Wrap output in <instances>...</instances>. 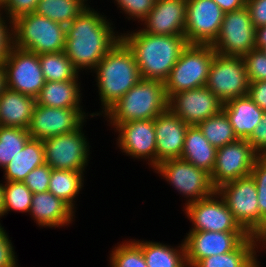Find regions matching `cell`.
I'll use <instances>...</instances> for the list:
<instances>
[{"instance_id":"6da1fadb","label":"cell","mask_w":266,"mask_h":267,"mask_svg":"<svg viewBox=\"0 0 266 267\" xmlns=\"http://www.w3.org/2000/svg\"><path fill=\"white\" fill-rule=\"evenodd\" d=\"M111 25L106 16L89 6L66 26L64 51L78 71L94 70L121 40V35L114 32Z\"/></svg>"},{"instance_id":"7a4b0ae2","label":"cell","mask_w":266,"mask_h":267,"mask_svg":"<svg viewBox=\"0 0 266 267\" xmlns=\"http://www.w3.org/2000/svg\"><path fill=\"white\" fill-rule=\"evenodd\" d=\"M133 53L141 78L165 82L181 52L188 45L184 35H156L144 32L120 33Z\"/></svg>"},{"instance_id":"3957f363","label":"cell","mask_w":266,"mask_h":267,"mask_svg":"<svg viewBox=\"0 0 266 267\" xmlns=\"http://www.w3.org/2000/svg\"><path fill=\"white\" fill-rule=\"evenodd\" d=\"M93 72H96L102 114L141 79L133 53L122 40L103 57Z\"/></svg>"},{"instance_id":"277c9868","label":"cell","mask_w":266,"mask_h":267,"mask_svg":"<svg viewBox=\"0 0 266 267\" xmlns=\"http://www.w3.org/2000/svg\"><path fill=\"white\" fill-rule=\"evenodd\" d=\"M167 109L164 82L141 78L104 113V117L107 116L114 128L127 121L155 119Z\"/></svg>"},{"instance_id":"5b68a950","label":"cell","mask_w":266,"mask_h":267,"mask_svg":"<svg viewBox=\"0 0 266 267\" xmlns=\"http://www.w3.org/2000/svg\"><path fill=\"white\" fill-rule=\"evenodd\" d=\"M12 45L38 55L65 50L66 26L35 12L12 21Z\"/></svg>"},{"instance_id":"8992f818","label":"cell","mask_w":266,"mask_h":267,"mask_svg":"<svg viewBox=\"0 0 266 267\" xmlns=\"http://www.w3.org/2000/svg\"><path fill=\"white\" fill-rule=\"evenodd\" d=\"M216 192L248 235L259 238L266 232V221L259 212L256 183L251 175L222 184Z\"/></svg>"},{"instance_id":"52a82bcc","label":"cell","mask_w":266,"mask_h":267,"mask_svg":"<svg viewBox=\"0 0 266 267\" xmlns=\"http://www.w3.org/2000/svg\"><path fill=\"white\" fill-rule=\"evenodd\" d=\"M215 53L210 44H188L164 82L167 98L177 92L204 87Z\"/></svg>"},{"instance_id":"ba28073f","label":"cell","mask_w":266,"mask_h":267,"mask_svg":"<svg viewBox=\"0 0 266 267\" xmlns=\"http://www.w3.org/2000/svg\"><path fill=\"white\" fill-rule=\"evenodd\" d=\"M175 190L182 193L188 206L200 199L207 198L216 192L210 173L195 167L182 158L166 159L154 168Z\"/></svg>"},{"instance_id":"9c48e42d","label":"cell","mask_w":266,"mask_h":267,"mask_svg":"<svg viewBox=\"0 0 266 267\" xmlns=\"http://www.w3.org/2000/svg\"><path fill=\"white\" fill-rule=\"evenodd\" d=\"M205 86L223 104L246 96L249 80L243 58L215 53Z\"/></svg>"},{"instance_id":"30bf717a","label":"cell","mask_w":266,"mask_h":267,"mask_svg":"<svg viewBox=\"0 0 266 267\" xmlns=\"http://www.w3.org/2000/svg\"><path fill=\"white\" fill-rule=\"evenodd\" d=\"M2 65L6 88L38 97L45 84L38 54L12 45Z\"/></svg>"},{"instance_id":"8fae6325","label":"cell","mask_w":266,"mask_h":267,"mask_svg":"<svg viewBox=\"0 0 266 267\" xmlns=\"http://www.w3.org/2000/svg\"><path fill=\"white\" fill-rule=\"evenodd\" d=\"M211 46L216 53L238 57L256 49V28L246 6L224 14L220 32Z\"/></svg>"},{"instance_id":"7c38bea8","label":"cell","mask_w":266,"mask_h":267,"mask_svg":"<svg viewBox=\"0 0 266 267\" xmlns=\"http://www.w3.org/2000/svg\"><path fill=\"white\" fill-rule=\"evenodd\" d=\"M76 130L43 140L44 160L52 169L85 171L89 162V142L83 131Z\"/></svg>"},{"instance_id":"4fadbf2b","label":"cell","mask_w":266,"mask_h":267,"mask_svg":"<svg viewBox=\"0 0 266 267\" xmlns=\"http://www.w3.org/2000/svg\"><path fill=\"white\" fill-rule=\"evenodd\" d=\"M258 157L251 144L244 139L217 148L215 165L210 174L213 186L218 188L229 181L249 176Z\"/></svg>"},{"instance_id":"5bb4252c","label":"cell","mask_w":266,"mask_h":267,"mask_svg":"<svg viewBox=\"0 0 266 267\" xmlns=\"http://www.w3.org/2000/svg\"><path fill=\"white\" fill-rule=\"evenodd\" d=\"M184 207L192 222L190 231L245 232L217 192Z\"/></svg>"},{"instance_id":"9a60e30c","label":"cell","mask_w":266,"mask_h":267,"mask_svg":"<svg viewBox=\"0 0 266 267\" xmlns=\"http://www.w3.org/2000/svg\"><path fill=\"white\" fill-rule=\"evenodd\" d=\"M224 12L213 0H187L184 36L188 44H212L221 28Z\"/></svg>"},{"instance_id":"2e32d148","label":"cell","mask_w":266,"mask_h":267,"mask_svg":"<svg viewBox=\"0 0 266 267\" xmlns=\"http://www.w3.org/2000/svg\"><path fill=\"white\" fill-rule=\"evenodd\" d=\"M249 235L246 232L189 231L183 239L187 267L201 259L234 251Z\"/></svg>"},{"instance_id":"e0dca14e","label":"cell","mask_w":266,"mask_h":267,"mask_svg":"<svg viewBox=\"0 0 266 267\" xmlns=\"http://www.w3.org/2000/svg\"><path fill=\"white\" fill-rule=\"evenodd\" d=\"M86 117L76 108H55L34 105L28 132L33 139L44 140L76 131Z\"/></svg>"},{"instance_id":"ac0fdd59","label":"cell","mask_w":266,"mask_h":267,"mask_svg":"<svg viewBox=\"0 0 266 267\" xmlns=\"http://www.w3.org/2000/svg\"><path fill=\"white\" fill-rule=\"evenodd\" d=\"M168 108L189 126L214 116L223 103L206 86L177 92L168 99Z\"/></svg>"},{"instance_id":"d6986e66","label":"cell","mask_w":266,"mask_h":267,"mask_svg":"<svg viewBox=\"0 0 266 267\" xmlns=\"http://www.w3.org/2000/svg\"><path fill=\"white\" fill-rule=\"evenodd\" d=\"M118 132V147L122 153L135 159H148L156 167V135L154 119L127 121L114 127Z\"/></svg>"},{"instance_id":"ffe728a7","label":"cell","mask_w":266,"mask_h":267,"mask_svg":"<svg viewBox=\"0 0 266 267\" xmlns=\"http://www.w3.org/2000/svg\"><path fill=\"white\" fill-rule=\"evenodd\" d=\"M188 127L169 108L154 119L156 166L166 159L181 158Z\"/></svg>"},{"instance_id":"44dd1931","label":"cell","mask_w":266,"mask_h":267,"mask_svg":"<svg viewBox=\"0 0 266 267\" xmlns=\"http://www.w3.org/2000/svg\"><path fill=\"white\" fill-rule=\"evenodd\" d=\"M187 0H156L142 21L144 32L156 35H184Z\"/></svg>"},{"instance_id":"7402d4cb","label":"cell","mask_w":266,"mask_h":267,"mask_svg":"<svg viewBox=\"0 0 266 267\" xmlns=\"http://www.w3.org/2000/svg\"><path fill=\"white\" fill-rule=\"evenodd\" d=\"M76 212L67 203L49 191L33 193L31 217L39 227L56 228L69 225Z\"/></svg>"},{"instance_id":"603a6c76","label":"cell","mask_w":266,"mask_h":267,"mask_svg":"<svg viewBox=\"0 0 266 267\" xmlns=\"http://www.w3.org/2000/svg\"><path fill=\"white\" fill-rule=\"evenodd\" d=\"M238 139L247 140L262 119L264 111L248 96L235 98L223 104Z\"/></svg>"},{"instance_id":"cb8c5ba5","label":"cell","mask_w":266,"mask_h":267,"mask_svg":"<svg viewBox=\"0 0 266 267\" xmlns=\"http://www.w3.org/2000/svg\"><path fill=\"white\" fill-rule=\"evenodd\" d=\"M36 99L5 88L0 95V125L28 129Z\"/></svg>"},{"instance_id":"d4e9b609","label":"cell","mask_w":266,"mask_h":267,"mask_svg":"<svg viewBox=\"0 0 266 267\" xmlns=\"http://www.w3.org/2000/svg\"><path fill=\"white\" fill-rule=\"evenodd\" d=\"M78 80L45 81L36 104L55 108H76L85 117L86 112L81 108L80 83Z\"/></svg>"},{"instance_id":"484cf974","label":"cell","mask_w":266,"mask_h":267,"mask_svg":"<svg viewBox=\"0 0 266 267\" xmlns=\"http://www.w3.org/2000/svg\"><path fill=\"white\" fill-rule=\"evenodd\" d=\"M216 152L217 148L203 136L197 125L187 128L182 159L211 174L215 165Z\"/></svg>"},{"instance_id":"4316f807","label":"cell","mask_w":266,"mask_h":267,"mask_svg":"<svg viewBox=\"0 0 266 267\" xmlns=\"http://www.w3.org/2000/svg\"><path fill=\"white\" fill-rule=\"evenodd\" d=\"M45 163L43 140L30 138L24 148L3 168L6 182H23L27 175Z\"/></svg>"},{"instance_id":"83f0119b","label":"cell","mask_w":266,"mask_h":267,"mask_svg":"<svg viewBox=\"0 0 266 267\" xmlns=\"http://www.w3.org/2000/svg\"><path fill=\"white\" fill-rule=\"evenodd\" d=\"M258 241V237L249 235L234 251L201 259L194 267H260Z\"/></svg>"},{"instance_id":"f1b7e54d","label":"cell","mask_w":266,"mask_h":267,"mask_svg":"<svg viewBox=\"0 0 266 267\" xmlns=\"http://www.w3.org/2000/svg\"><path fill=\"white\" fill-rule=\"evenodd\" d=\"M134 241L142 248L148 267H187L184 241L178 249L160 242Z\"/></svg>"},{"instance_id":"f546056e","label":"cell","mask_w":266,"mask_h":267,"mask_svg":"<svg viewBox=\"0 0 266 267\" xmlns=\"http://www.w3.org/2000/svg\"><path fill=\"white\" fill-rule=\"evenodd\" d=\"M84 171L52 169L48 191L75 209V198L84 183Z\"/></svg>"},{"instance_id":"4dcf8cb0","label":"cell","mask_w":266,"mask_h":267,"mask_svg":"<svg viewBox=\"0 0 266 267\" xmlns=\"http://www.w3.org/2000/svg\"><path fill=\"white\" fill-rule=\"evenodd\" d=\"M88 0H39L35 13L50 20L69 25L89 7Z\"/></svg>"},{"instance_id":"1f68e13d","label":"cell","mask_w":266,"mask_h":267,"mask_svg":"<svg viewBox=\"0 0 266 267\" xmlns=\"http://www.w3.org/2000/svg\"><path fill=\"white\" fill-rule=\"evenodd\" d=\"M39 62L45 81L78 80L79 71L71 63L65 51L42 53Z\"/></svg>"},{"instance_id":"d6a6232c","label":"cell","mask_w":266,"mask_h":267,"mask_svg":"<svg viewBox=\"0 0 266 267\" xmlns=\"http://www.w3.org/2000/svg\"><path fill=\"white\" fill-rule=\"evenodd\" d=\"M197 126L202 131L203 136L216 148L223 147L238 139L223 109L214 116L200 122Z\"/></svg>"},{"instance_id":"836d02e7","label":"cell","mask_w":266,"mask_h":267,"mask_svg":"<svg viewBox=\"0 0 266 267\" xmlns=\"http://www.w3.org/2000/svg\"><path fill=\"white\" fill-rule=\"evenodd\" d=\"M30 138L28 129L0 125V167L2 169L24 148Z\"/></svg>"},{"instance_id":"e575fe53","label":"cell","mask_w":266,"mask_h":267,"mask_svg":"<svg viewBox=\"0 0 266 267\" xmlns=\"http://www.w3.org/2000/svg\"><path fill=\"white\" fill-rule=\"evenodd\" d=\"M4 183V215L10 210L29 213L33 196L30 189L21 181H5Z\"/></svg>"},{"instance_id":"d590c367","label":"cell","mask_w":266,"mask_h":267,"mask_svg":"<svg viewBox=\"0 0 266 267\" xmlns=\"http://www.w3.org/2000/svg\"><path fill=\"white\" fill-rule=\"evenodd\" d=\"M126 242V243H125ZM115 246L110 253L111 267H148L142 248L134 241L129 240Z\"/></svg>"},{"instance_id":"8d00e7d4","label":"cell","mask_w":266,"mask_h":267,"mask_svg":"<svg viewBox=\"0 0 266 267\" xmlns=\"http://www.w3.org/2000/svg\"><path fill=\"white\" fill-rule=\"evenodd\" d=\"M257 188L260 216L266 221V156H259L251 170Z\"/></svg>"},{"instance_id":"74e56055","label":"cell","mask_w":266,"mask_h":267,"mask_svg":"<svg viewBox=\"0 0 266 267\" xmlns=\"http://www.w3.org/2000/svg\"><path fill=\"white\" fill-rule=\"evenodd\" d=\"M249 82L266 81V54L254 49L243 57Z\"/></svg>"},{"instance_id":"f35d334b","label":"cell","mask_w":266,"mask_h":267,"mask_svg":"<svg viewBox=\"0 0 266 267\" xmlns=\"http://www.w3.org/2000/svg\"><path fill=\"white\" fill-rule=\"evenodd\" d=\"M120 10L134 20L143 21L153 9L156 0H114Z\"/></svg>"},{"instance_id":"ab89813d","label":"cell","mask_w":266,"mask_h":267,"mask_svg":"<svg viewBox=\"0 0 266 267\" xmlns=\"http://www.w3.org/2000/svg\"><path fill=\"white\" fill-rule=\"evenodd\" d=\"M52 168L44 163L32 170L23 181L32 193H42L49 189Z\"/></svg>"},{"instance_id":"60d3db41","label":"cell","mask_w":266,"mask_h":267,"mask_svg":"<svg viewBox=\"0 0 266 267\" xmlns=\"http://www.w3.org/2000/svg\"><path fill=\"white\" fill-rule=\"evenodd\" d=\"M38 2L39 0H9L0 11H4L12 22L17 17L35 12Z\"/></svg>"},{"instance_id":"b9f144b4","label":"cell","mask_w":266,"mask_h":267,"mask_svg":"<svg viewBox=\"0 0 266 267\" xmlns=\"http://www.w3.org/2000/svg\"><path fill=\"white\" fill-rule=\"evenodd\" d=\"M15 251L4 227L0 226V267H18Z\"/></svg>"},{"instance_id":"7bdbcfd3","label":"cell","mask_w":266,"mask_h":267,"mask_svg":"<svg viewBox=\"0 0 266 267\" xmlns=\"http://www.w3.org/2000/svg\"><path fill=\"white\" fill-rule=\"evenodd\" d=\"M247 141L259 156H266V111Z\"/></svg>"},{"instance_id":"ee69618b","label":"cell","mask_w":266,"mask_h":267,"mask_svg":"<svg viewBox=\"0 0 266 267\" xmlns=\"http://www.w3.org/2000/svg\"><path fill=\"white\" fill-rule=\"evenodd\" d=\"M4 12L0 11V64H3L7 57L10 47L12 46V22L9 21L6 16L2 14ZM6 19V20H5ZM8 20V22H6ZM9 28H8V25Z\"/></svg>"},{"instance_id":"f6af8a7d","label":"cell","mask_w":266,"mask_h":267,"mask_svg":"<svg viewBox=\"0 0 266 267\" xmlns=\"http://www.w3.org/2000/svg\"><path fill=\"white\" fill-rule=\"evenodd\" d=\"M246 7L255 28L266 25V0H246Z\"/></svg>"},{"instance_id":"bcb514c9","label":"cell","mask_w":266,"mask_h":267,"mask_svg":"<svg viewBox=\"0 0 266 267\" xmlns=\"http://www.w3.org/2000/svg\"><path fill=\"white\" fill-rule=\"evenodd\" d=\"M263 111H266V81L249 82L247 94Z\"/></svg>"},{"instance_id":"7dc6e473","label":"cell","mask_w":266,"mask_h":267,"mask_svg":"<svg viewBox=\"0 0 266 267\" xmlns=\"http://www.w3.org/2000/svg\"><path fill=\"white\" fill-rule=\"evenodd\" d=\"M224 13L236 11L246 6V0H213Z\"/></svg>"},{"instance_id":"c3c4849f","label":"cell","mask_w":266,"mask_h":267,"mask_svg":"<svg viewBox=\"0 0 266 267\" xmlns=\"http://www.w3.org/2000/svg\"><path fill=\"white\" fill-rule=\"evenodd\" d=\"M266 46V25L256 28V49Z\"/></svg>"},{"instance_id":"681fc988","label":"cell","mask_w":266,"mask_h":267,"mask_svg":"<svg viewBox=\"0 0 266 267\" xmlns=\"http://www.w3.org/2000/svg\"><path fill=\"white\" fill-rule=\"evenodd\" d=\"M4 216V192H3V184L0 183V217ZM0 226L1 223H0Z\"/></svg>"},{"instance_id":"f907efd6","label":"cell","mask_w":266,"mask_h":267,"mask_svg":"<svg viewBox=\"0 0 266 267\" xmlns=\"http://www.w3.org/2000/svg\"><path fill=\"white\" fill-rule=\"evenodd\" d=\"M6 88L5 85V72L3 69V65L0 64V95L2 93V91Z\"/></svg>"},{"instance_id":"816d5d0a","label":"cell","mask_w":266,"mask_h":267,"mask_svg":"<svg viewBox=\"0 0 266 267\" xmlns=\"http://www.w3.org/2000/svg\"><path fill=\"white\" fill-rule=\"evenodd\" d=\"M259 244H261V242H262V245L266 248V232L265 233H263L259 238Z\"/></svg>"},{"instance_id":"f5cc1de1","label":"cell","mask_w":266,"mask_h":267,"mask_svg":"<svg viewBox=\"0 0 266 267\" xmlns=\"http://www.w3.org/2000/svg\"><path fill=\"white\" fill-rule=\"evenodd\" d=\"M9 0H0V10L8 3Z\"/></svg>"},{"instance_id":"db71d44e","label":"cell","mask_w":266,"mask_h":267,"mask_svg":"<svg viewBox=\"0 0 266 267\" xmlns=\"http://www.w3.org/2000/svg\"><path fill=\"white\" fill-rule=\"evenodd\" d=\"M261 51L266 54V46H264Z\"/></svg>"}]
</instances>
